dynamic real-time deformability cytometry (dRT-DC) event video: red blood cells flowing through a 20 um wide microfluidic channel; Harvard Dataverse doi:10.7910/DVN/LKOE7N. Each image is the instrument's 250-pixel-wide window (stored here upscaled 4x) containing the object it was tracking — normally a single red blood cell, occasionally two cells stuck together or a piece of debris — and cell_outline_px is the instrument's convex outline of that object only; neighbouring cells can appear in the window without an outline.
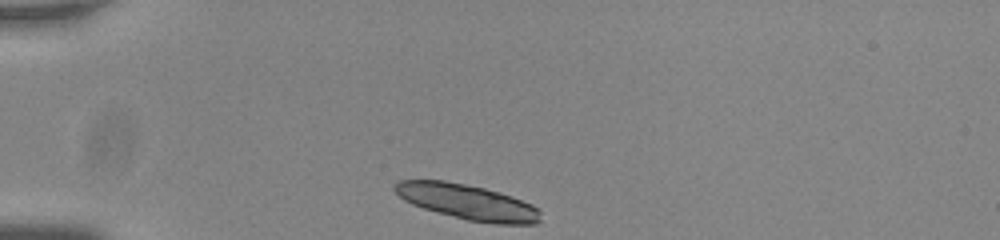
{"species": "common noctule bat (a hibernating species)", "species_latin": "Nyctalus noctula", "temperature_condition": "room temperature", "stored_images_in_passage": 35, "camera_frame_rate_fps": 3000, "um_per_image_px": 0.085, "animal": {"sex": "male", "body_mass_g": 20.0, "forearm_length_mm": 53.3}, "frame": {"image": 1, "passage_image": 1, "time_ms": 0.0, "image_size_px": [1000, 240], "cell_outline_px": [[540, 220], [536, 224], [496, 224], [468, 220], [424, 208], [412, 204], [404, 200], [392, 188], [392, 184], [400, 180], [444, 180], [484, 188], [500, 192], [512, 196], [532, 204], [540, 208]], "centroid_in_image_um": [39.75, 17.16], "position_along_channel_um": 45.2, "area_um2": 29.94}}